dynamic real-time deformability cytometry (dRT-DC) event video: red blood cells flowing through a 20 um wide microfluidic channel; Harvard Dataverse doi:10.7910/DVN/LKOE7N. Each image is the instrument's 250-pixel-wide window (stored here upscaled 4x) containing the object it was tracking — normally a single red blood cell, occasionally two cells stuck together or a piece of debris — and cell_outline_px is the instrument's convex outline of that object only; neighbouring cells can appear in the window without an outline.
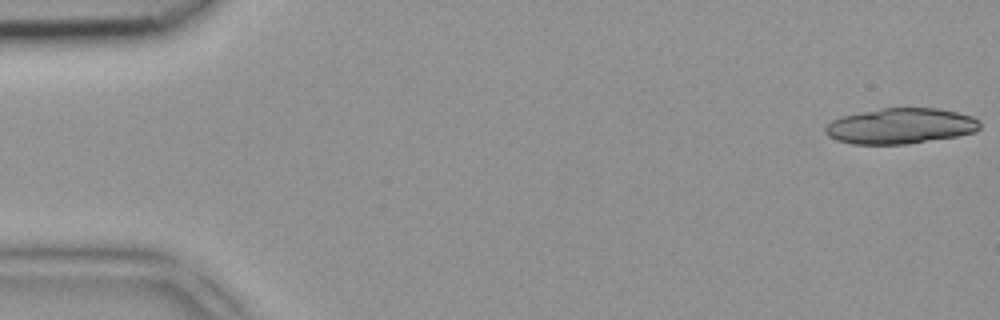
{"species": "common noctule bat (a hibernating species)", "species_latin": "Nyctalus noctula", "temperature_condition": "room temperature", "stored_images_in_passage": 6, "camera_frame_rate_fps": 3000, "um_per_image_px": 0.085, "animal": {"sex": "female", "body_mass_g": 18.4}, "frame": {"image": 1, "passage_image": 1, "time_ms": 0.0, "image_size_px": [1000, 320], "cell_outline_px": [[980, 128], [976, 132], [956, 136], [904, 144], [852, 144], [836, 140], [828, 136], [824, 132], [824, 128], [832, 120], [840, 116], [880, 108], [936, 108], [956, 112], [972, 116], [980, 120]], "centroid_in_image_um": [76.52, 10.7], "position_along_channel_um": 8.5, "area_um2": 32.14}}